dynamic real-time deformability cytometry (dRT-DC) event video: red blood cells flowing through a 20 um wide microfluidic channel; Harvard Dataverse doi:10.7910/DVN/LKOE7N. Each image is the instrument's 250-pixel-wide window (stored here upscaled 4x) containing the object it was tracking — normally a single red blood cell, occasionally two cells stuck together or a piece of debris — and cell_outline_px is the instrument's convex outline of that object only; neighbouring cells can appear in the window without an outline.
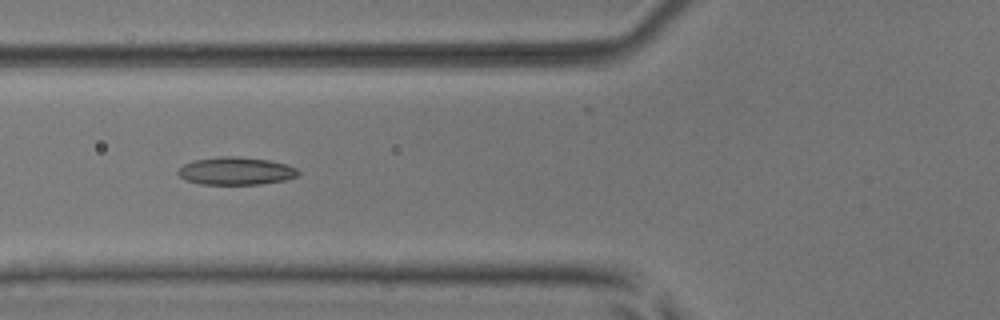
{"species": "common noctule bat (a hibernating species)", "species_latin": "Nyctalus noctula", "temperature_condition": "room temperature", "stored_images_in_passage": 6, "camera_frame_rate_fps": 3000, "um_per_image_px": 0.085, "animal": {"sex": "male", "body_mass_g": 17.9, "forearm_length_mm": 54.2}, "frame": {"image": 1, "passage_image": 6, "time_ms": 1.667, "image_size_px": [1000, 320], "cell_outline_px": [[300, 172], [296, 176], [284, 180], [260, 184], [200, 184], [184, 180], [176, 172], [184, 164], [192, 160], [220, 156], [236, 156], [268, 160], [288, 164], [296, 168]], "centroid_in_image_um": [20.03, 14.53], "position_along_channel_um": 105.8, "area_um2": 19.48}}